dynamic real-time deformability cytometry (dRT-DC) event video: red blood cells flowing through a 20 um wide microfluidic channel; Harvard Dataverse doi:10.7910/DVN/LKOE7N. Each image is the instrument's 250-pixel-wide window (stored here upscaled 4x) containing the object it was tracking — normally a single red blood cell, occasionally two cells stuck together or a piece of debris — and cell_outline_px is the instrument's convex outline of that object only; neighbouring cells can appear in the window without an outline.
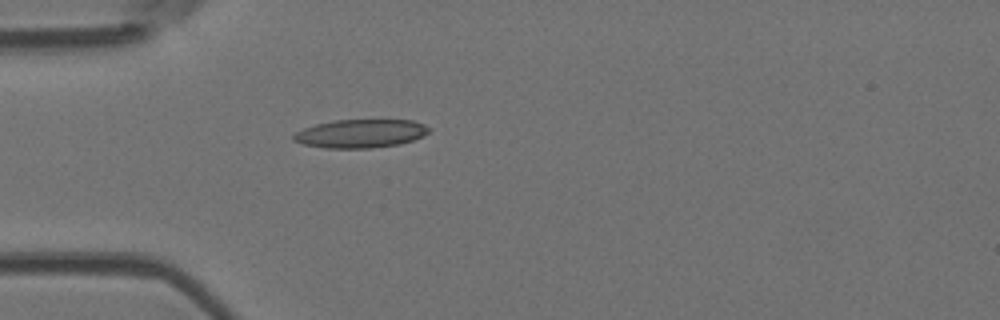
{"species": "Egyptian fruit bat (a non-hibernating species)", "species_latin": "Rousettus aegyptiacus", "temperature_condition": "room temperature", "stored_images_in_passage": 5, "camera_frame_rate_fps": 3000, "um_per_image_px": 0.085, "animal": {"sex": "female"}, "frame": {"image": 1, "passage_image": 5, "time_ms": 4.667, "image_size_px": [1000, 320], "cell_outline_px": [[428, 132], [424, 136], [400, 144], [372, 148], [324, 148], [304, 144], [292, 140], [292, 136], [296, 132], [304, 128], [316, 124], [336, 120], [412, 120], [424, 124], [428, 128]], "centroid_in_image_um": [30.64, 11.35], "position_along_channel_um": 54.4, "area_um2": 22.37}}